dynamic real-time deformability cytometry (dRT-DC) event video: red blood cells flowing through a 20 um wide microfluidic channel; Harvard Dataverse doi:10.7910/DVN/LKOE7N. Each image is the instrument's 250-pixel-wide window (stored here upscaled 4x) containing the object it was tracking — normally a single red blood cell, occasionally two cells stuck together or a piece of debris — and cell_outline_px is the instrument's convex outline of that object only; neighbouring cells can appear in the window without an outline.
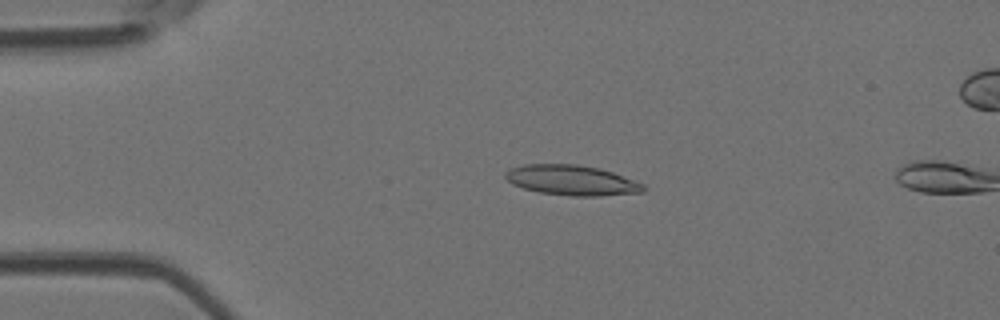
{"species": "Egyptian fruit bat (a non-hibernating species)", "species_latin": "Rousettus aegyptiacus", "temperature_condition": "room temperature", "stored_images_in_passage": 4, "camera_frame_rate_fps": 3000, "um_per_image_px": 0.085, "animal": {"sex": "female"}, "frame": {"image": 1, "passage_image": 3, "time_ms": 0.667, "image_size_px": [1000, 320], "cell_outline_px": [[644, 192], [600, 196], [572, 196], [540, 192], [524, 188], [512, 184], [504, 176], [504, 172], [508, 168], [524, 164], [576, 164], [600, 168], [612, 172], [644, 184]], "centroid_in_image_um": [48.57, 15.31], "position_along_channel_um": 36.4, "area_um2": 24.28}}